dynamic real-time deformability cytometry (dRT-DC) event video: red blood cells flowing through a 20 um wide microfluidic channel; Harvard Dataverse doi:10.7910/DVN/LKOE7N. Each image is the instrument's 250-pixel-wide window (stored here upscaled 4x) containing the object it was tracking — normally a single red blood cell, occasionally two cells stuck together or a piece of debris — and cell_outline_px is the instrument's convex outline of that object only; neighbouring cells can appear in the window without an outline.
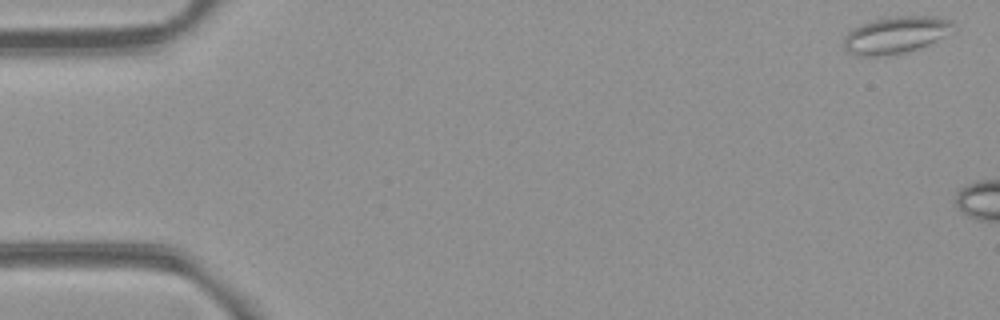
{"species": "common noctule bat (a hibernating species)", "species_latin": "Nyctalus noctula", "temperature_condition": "room temperature", "stored_images_in_passage": 10, "camera_frame_rate_fps": 3000, "um_per_image_px": 0.085, "animal": {"sex": "female", "body_mass_g": 21.9}, "frame": {"image": 1, "passage_image": 1, "time_ms": 0.0, "image_size_px": [1000, 320], "cell_outline_px": [[956, 32], [920, 48], [904, 52], [884, 56], [856, 56], [848, 52], [844, 48], [844, 36], [852, 28], [860, 24], [872, 20], [888, 16], [936, 16], [948, 20], [956, 24]], "centroid_in_image_um": [76.18, 2.96], "position_along_channel_um": 8.8, "area_um2": 24.16}}